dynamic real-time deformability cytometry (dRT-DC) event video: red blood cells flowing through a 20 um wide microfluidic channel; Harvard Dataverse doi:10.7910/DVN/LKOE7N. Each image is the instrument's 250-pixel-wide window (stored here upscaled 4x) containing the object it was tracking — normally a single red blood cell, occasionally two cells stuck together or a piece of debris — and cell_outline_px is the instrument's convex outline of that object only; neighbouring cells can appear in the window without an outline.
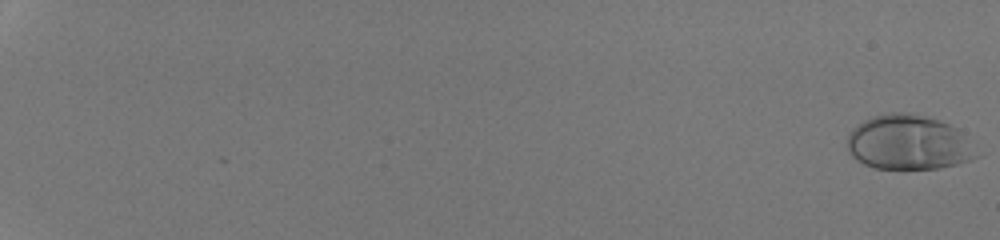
{"species": "human", "species_latin": "Homo sapiens", "temperature_condition": "room temperature", "stored_images_in_passage": 54, "camera_frame_rate_fps": 3000, "um_per_image_px": 0.085, "donor": {"sex": "male"}, "frame": {"image": 1, "passage_image": 1, "time_ms": 0.0, "image_size_px": [1000, 240], "cell_outline_px": [[980, 156], [972, 160], [940, 168], [872, 168], [856, 160], [848, 152], [848, 132], [852, 128], [864, 120], [872, 116], [892, 112], [908, 112], [940, 120], [956, 128]], "centroid_in_image_um": [77.18, 12.11], "position_along_channel_um": 7.8, "area_um2": 41.04}}
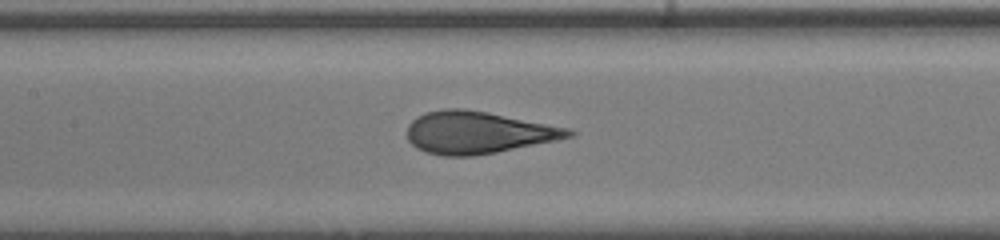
{"frame": {"image": 2, "passage_image": 31, "time_ms": 10.0, "image_size_px": [1000, 240], "cell_outline_px": [[576, 132], [572, 136], [556, 140], [496, 152], [472, 156], [444, 156], [424, 152], [416, 148], [408, 140], [408, 124], [416, 116], [424, 112], [444, 108], [464, 108], [488, 112], [568, 128]], "centroid_in_image_um": [40.56, 11.25], "position_along_channel_um": 166.8, "area_um2": 39.65}}
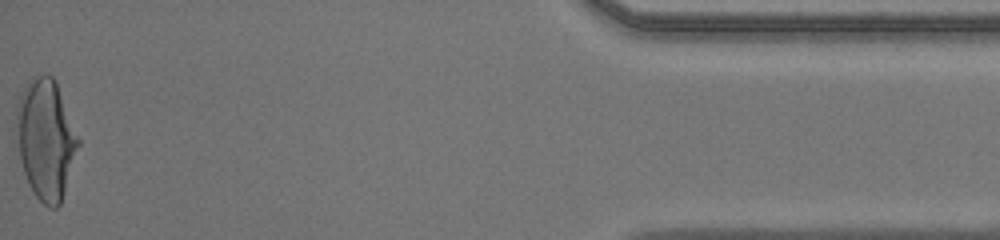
{"frame": {"image": 3, "passage_image": 54, "time_ms": 17.667, "image_size_px": [1000, 240], "cell_outline_px": [[80, 144], [60, 204], [56, 208], [48, 208], [32, 192], [28, 184], [20, 160], [12, 132], [16, 104], [24, 88], [32, 76], [52, 76], [56, 80], [80, 140]], "centroid_in_image_um": [3.84, 11.82], "position_along_channel_um": 431.4, "area_um2": 44.04}, "authors_computed_cell_mechanics": {"area_um2": 39.882, "velocity_mm_per_s": 4.2938, "shape_relaxation_time_tau1_ms": 4.23, "shape_relaxation_time_tau2_ms": null, "deformation_change_tau1": 0.2192, "deformation_change_tau2": null}}